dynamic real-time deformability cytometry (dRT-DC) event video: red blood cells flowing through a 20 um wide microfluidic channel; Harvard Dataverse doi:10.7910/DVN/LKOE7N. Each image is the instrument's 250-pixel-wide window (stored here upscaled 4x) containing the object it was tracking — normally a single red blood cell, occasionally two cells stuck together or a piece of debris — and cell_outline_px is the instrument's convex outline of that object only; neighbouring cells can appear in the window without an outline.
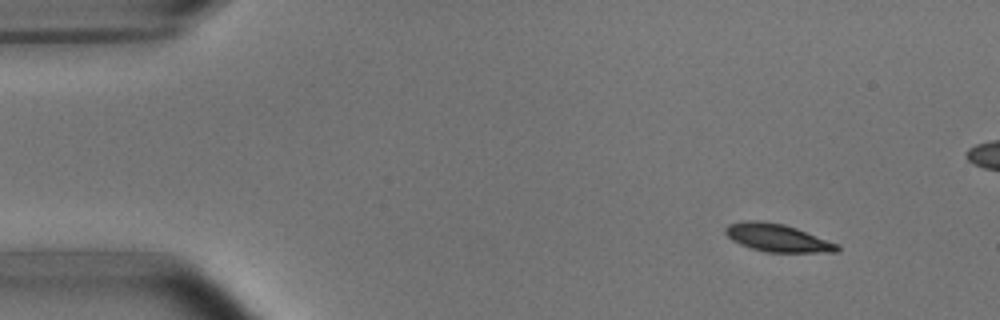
{"species": "common noctule bat (a hibernating species)", "species_latin": "Nyctalus noctula", "temperature_condition": "room temperature", "stored_images_in_passage": 8, "camera_frame_rate_fps": 3000, "um_per_image_px": 0.085, "animal": {"sex": "male", "body_mass_g": 15.6}, "frame": {"image": 1, "passage_image": 1, "time_ms": 0.0, "image_size_px": [1000, 320], "cell_outline_px": [[840, 252], [764, 252], [740, 244], [732, 240], [724, 232], [724, 228], [728, 224], [744, 220], [760, 220], [784, 224], [796, 228], [840, 244]], "centroid_in_image_um": [66.09, 20.21], "position_along_channel_um": 18.9, "area_um2": 18.26}}
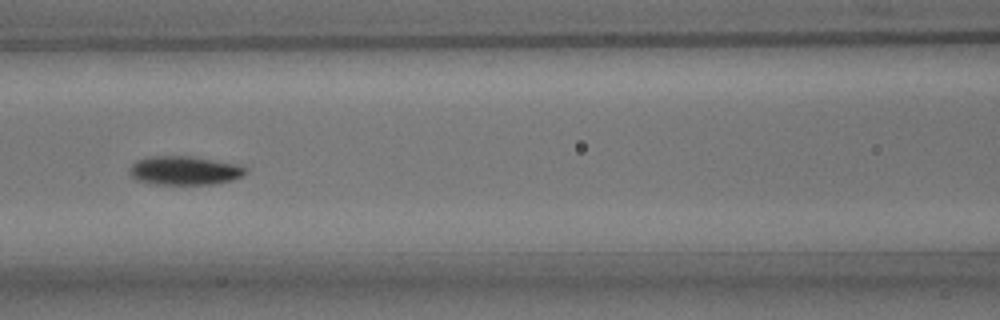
{"frame": {"image": 2, "passage_image": 6, "time_ms": 6.0, "image_size_px": [1000, 320], "cell_outline_px": [[248, 172], [244, 176], [232, 180], [216, 184], [148, 184], [136, 180], [128, 172], [128, 168], [136, 160], [148, 156], [192, 156], [244, 164], [248, 168]], "centroid_in_image_um": [15.74, 14.49], "position_along_channel_um": 150.9, "area_um2": 20.17}}
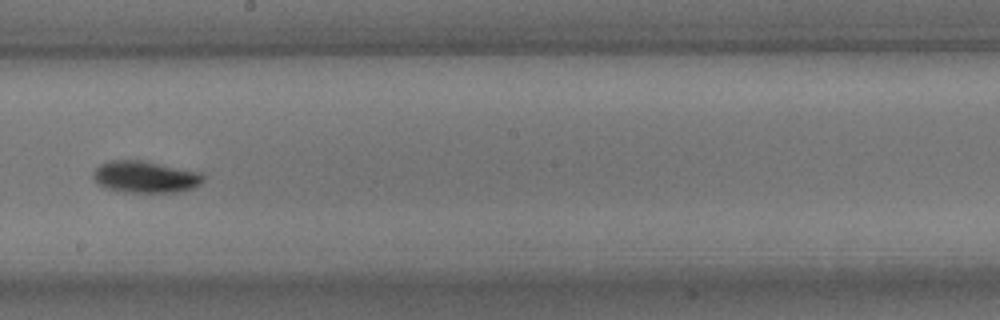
{"frame": {"image": 3, "passage_image": 8, "time_ms": 8.333, "image_size_px": [1000, 320], "cell_outline_px": [[204, 180], [200, 184], [192, 188], [180, 192], [124, 192], [104, 188], [92, 176], [92, 172], [100, 164], [112, 160], [140, 160], [204, 172]], "centroid_in_image_um": [12.38, 15.03], "position_along_channel_um": 235.8, "area_um2": 20.52}}